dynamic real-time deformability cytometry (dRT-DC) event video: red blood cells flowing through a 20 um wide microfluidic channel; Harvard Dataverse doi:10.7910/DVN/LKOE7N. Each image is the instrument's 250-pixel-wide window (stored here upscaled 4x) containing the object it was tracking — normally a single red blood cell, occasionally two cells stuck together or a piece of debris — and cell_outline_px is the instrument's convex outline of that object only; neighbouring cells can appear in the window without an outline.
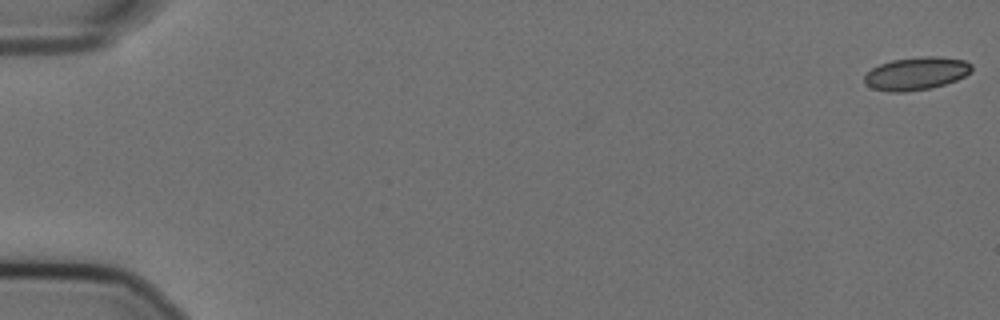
{"species": "Egyptian fruit bat (a non-hibernating species)", "species_latin": "Rousettus aegyptiacus", "temperature_condition": "cold", "stored_images_in_passage": 57, "camera_frame_rate_fps": 3000, "um_per_image_px": 0.085, "animal": {"sex": "female"}, "frame": {"image": 1, "passage_image": 1, "time_ms": 0.0, "image_size_px": [1000, 320], "cell_outline_px": [[972, 72], [956, 80], [944, 84], [928, 88], [904, 92], [888, 92], [872, 88], [864, 80], [864, 76], [872, 68], [880, 64], [892, 60], [928, 56], [936, 56], [964, 60], [972, 64]], "centroid_in_image_um": [77.89, 6.24], "position_along_channel_um": 7.1, "area_um2": 20.35}}
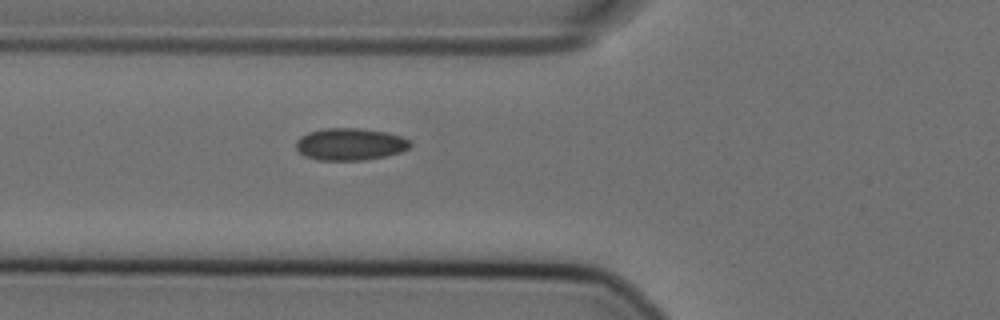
{"frame": {"image": 2, "passage_image": 22, "time_ms": 7.0, "image_size_px": [1000, 320], "cell_outline_px": [[412, 144], [408, 148], [400, 152], [384, 156], [364, 160], [316, 160], [304, 156], [296, 148], [296, 140], [300, 136], [308, 132], [324, 128], [356, 128], [384, 132], [400, 136], [408, 140]], "centroid_in_image_um": [29.71, 12.26], "position_along_channel_um": 96.1, "area_um2": 21.27}}
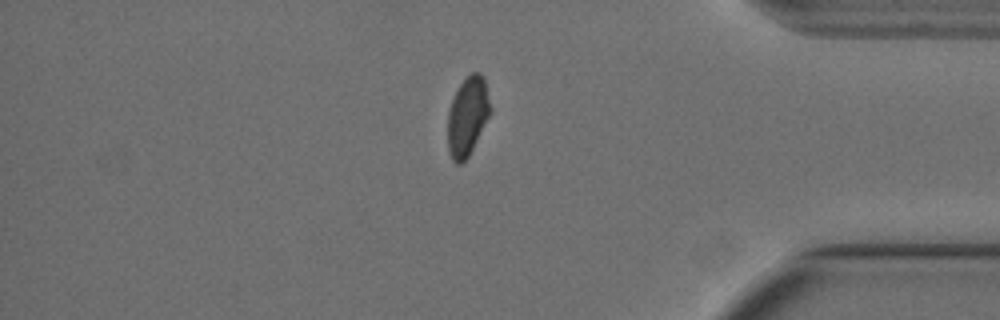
{"frame": {"image": 3, "passage_image": 49, "time_ms": 16.0, "image_size_px": [1000, 320], "cell_outline_px": [[492, 112], [468, 156], [460, 164], [456, 164], [452, 160], [448, 148], [448, 112], [452, 100], [460, 84], [472, 72], [480, 72], [484, 76], [492, 108]], "centroid_in_image_um": [39.77, 9.86], "position_along_channel_um": 395.4, "area_um2": 19.59}, "authors_computed_cell_mechanics": {"area_um2": 20.808, "velocity_mm_per_s": 3.5894, "shape_relaxation_time_tau1_ms": null, "shape_relaxation_time_tau2_ms": 1.7382, "deformation_change_tau1": null, "deformation_change_tau2": 0.0506}}